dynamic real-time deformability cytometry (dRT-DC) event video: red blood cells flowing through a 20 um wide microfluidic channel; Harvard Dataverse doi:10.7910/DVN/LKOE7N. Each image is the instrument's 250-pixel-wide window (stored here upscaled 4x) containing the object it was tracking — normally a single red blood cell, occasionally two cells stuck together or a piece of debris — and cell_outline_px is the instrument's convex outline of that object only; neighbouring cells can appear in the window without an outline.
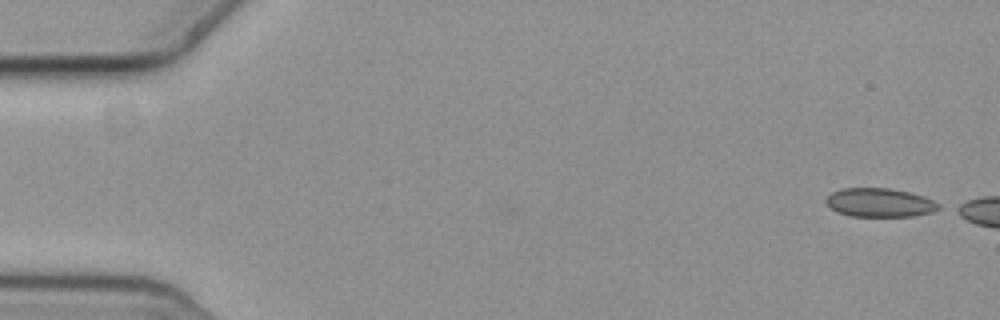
{"species": "common noctule bat (a hibernating species)", "species_latin": "Nyctalus noctula", "temperature_condition": "cold", "stored_images_in_passage": 3, "camera_frame_rate_fps": 3000, "um_per_image_px": 0.085, "animal": {"sex": "female", "body_mass_g": 19.3, "forearm_length_mm": 54.1}, "frame": {"image": 1, "passage_image": 1, "time_ms": 0.0, "image_size_px": [1000, 320], "cell_outline_px": [[940, 208], [932, 212], [916, 216], [848, 216], [836, 212], [824, 200], [832, 192], [844, 188], [888, 188], [908, 192], [924, 196], [940, 204]], "centroid_in_image_um": [74.78, 17.23], "position_along_channel_um": 10.2, "area_um2": 18.84}}